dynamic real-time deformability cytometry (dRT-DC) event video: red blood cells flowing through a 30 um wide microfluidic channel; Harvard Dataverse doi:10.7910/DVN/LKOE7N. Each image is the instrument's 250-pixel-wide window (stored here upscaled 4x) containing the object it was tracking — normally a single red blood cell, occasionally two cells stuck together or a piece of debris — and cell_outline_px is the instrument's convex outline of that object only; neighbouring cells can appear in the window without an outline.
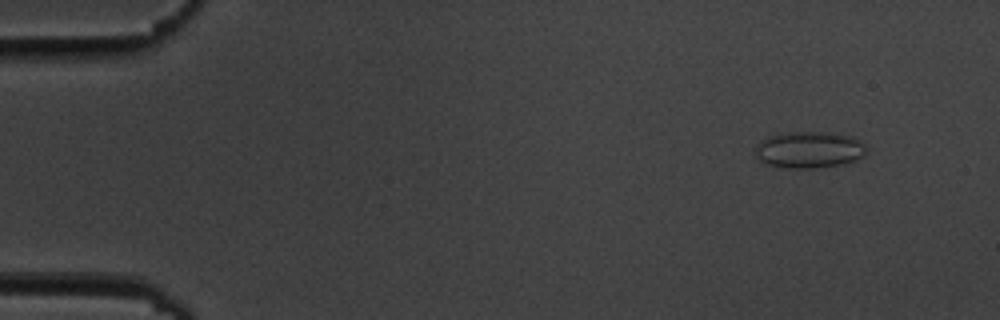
{"species": "common noctule bat (a hibernating species)", "species_latin": "Nyctalus noctula", "temperature_condition": "cold", "stored_images_in_passage": 52, "camera_frame_rate_fps": 3000, "um_per_image_px": 0.085, "animal": {"sex": "male", "body_mass_g": 19.5, "forearm_length_mm": 54.6}, "frame": {"image": 1, "passage_image": 1, "time_ms": 0.0, "image_size_px": [1000, 320], "cell_outline_px": [[868, 148], [864, 156], [856, 160], [844, 164], [816, 168], [784, 168], [768, 164], [760, 160], [756, 156], [756, 148], [768, 136], [788, 132], [828, 132], [852, 136], [860, 140]], "centroid_in_image_um": [68.85, 12.73], "position_along_channel_um": 16.2, "area_um2": 23.76}}
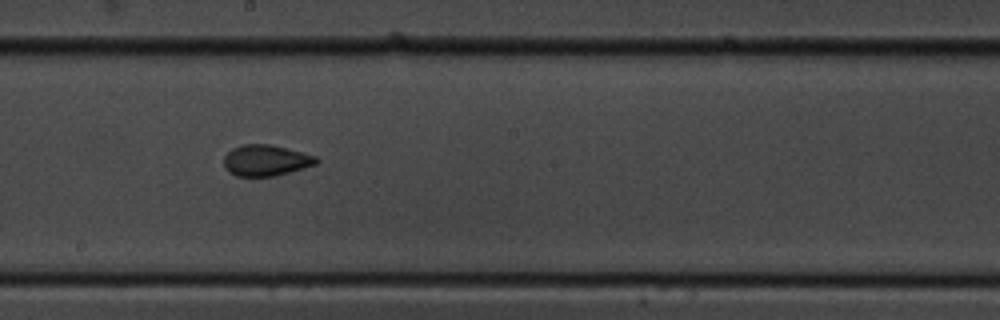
{"frame": {"image": 2, "passage_image": 27, "time_ms": 8.667, "image_size_px": [1000, 320], "cell_outline_px": [[320, 160], [316, 164], [304, 168], [276, 176], [236, 176], [228, 172], [224, 168], [224, 156], [232, 148], [244, 144], [268, 144], [304, 152], [316, 156]], "centroid_in_image_um": [22.6, 13.64], "position_along_channel_um": 225.6, "area_um2": 16.88}}
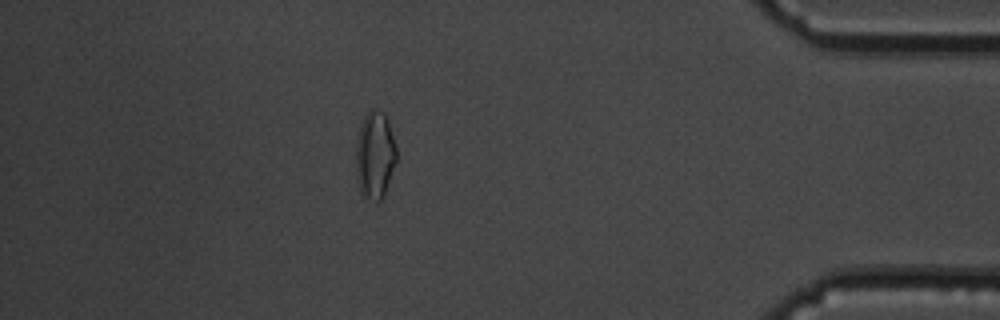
{"frame": {"image": 3, "passage_image": 45, "time_ms": 14.667, "image_size_px": [1000, 320], "cell_outline_px": [[396, 160], [384, 196], [380, 200], [376, 200], [360, 192], [356, 180], [356, 140], [360, 124], [364, 116], [372, 108], [376, 108], [384, 112], [388, 120], [396, 144]], "centroid_in_image_um": [31.86, 13.12], "position_along_channel_um": 403.3, "area_um2": 20.75}, "authors_computed_cell_mechanics": {"area_um2": 17.6001, "velocity_mm_per_s": 3.6229, "shape_relaxation_time_tau1_ms": 7.1894, "shape_relaxation_time_tau2_ms": 1.4953, "deformation_change_tau1": 0.1064, "deformation_change_tau2": 0.0615}}